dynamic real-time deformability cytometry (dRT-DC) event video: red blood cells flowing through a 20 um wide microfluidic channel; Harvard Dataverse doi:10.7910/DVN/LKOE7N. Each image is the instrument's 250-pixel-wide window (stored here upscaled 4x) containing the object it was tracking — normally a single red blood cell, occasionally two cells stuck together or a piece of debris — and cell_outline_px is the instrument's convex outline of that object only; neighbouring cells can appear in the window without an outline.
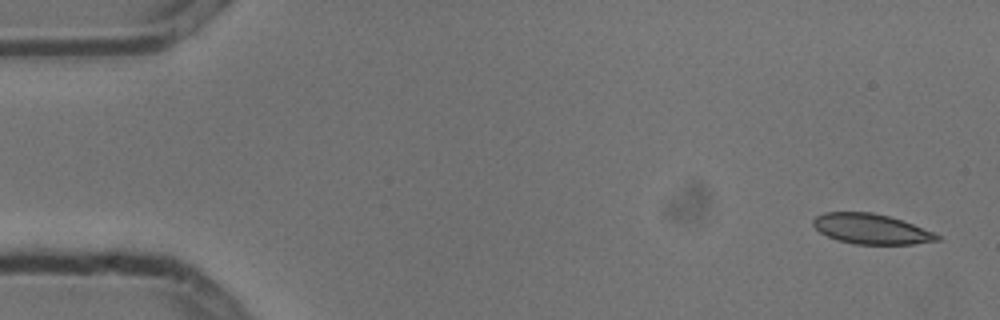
{"species": "common noctule bat (a hibernating species)", "species_latin": "Nyctalus noctula", "temperature_condition": "cold", "stored_images_in_passage": 5, "camera_frame_rate_fps": 3000, "um_per_image_px": 0.085, "animal": {"sex": "male", "body_mass_g": 13.3}, "frame": {"image": 1, "passage_image": 1, "time_ms": 0.0, "image_size_px": [1000, 320], "cell_outline_px": [[940, 240], [912, 244], [856, 244], [836, 240], [820, 232], [812, 224], [812, 220], [816, 216], [824, 212], [872, 212], [888, 216], [912, 224], [932, 232], [940, 236]], "centroid_in_image_um": [74.0, 19.46], "position_along_channel_um": 11.0, "area_um2": 21.56}}
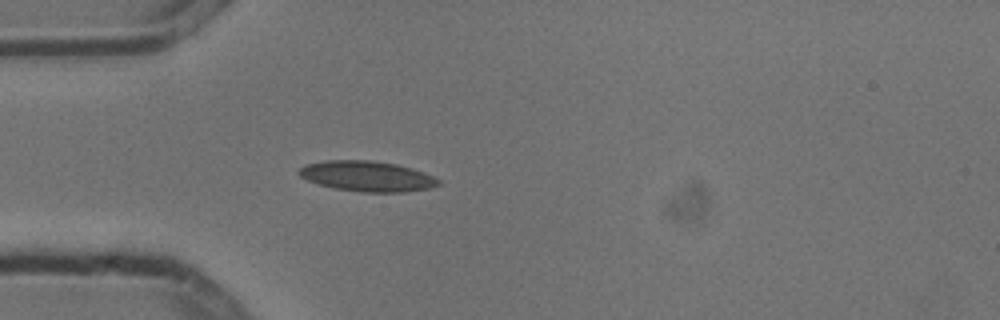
{"frame": {"image": 2, "passage_image": 5, "time_ms": 1.333, "image_size_px": [1000, 320], "cell_outline_px": [[440, 184], [428, 188], [404, 192], [360, 192], [332, 188], [308, 180], [300, 176], [296, 172], [304, 164], [324, 160], [372, 160], [396, 164], [412, 168], [432, 176], [440, 180]], "centroid_in_image_um": [31.16, 14.97], "position_along_channel_um": 53.8, "area_um2": 24.74}}